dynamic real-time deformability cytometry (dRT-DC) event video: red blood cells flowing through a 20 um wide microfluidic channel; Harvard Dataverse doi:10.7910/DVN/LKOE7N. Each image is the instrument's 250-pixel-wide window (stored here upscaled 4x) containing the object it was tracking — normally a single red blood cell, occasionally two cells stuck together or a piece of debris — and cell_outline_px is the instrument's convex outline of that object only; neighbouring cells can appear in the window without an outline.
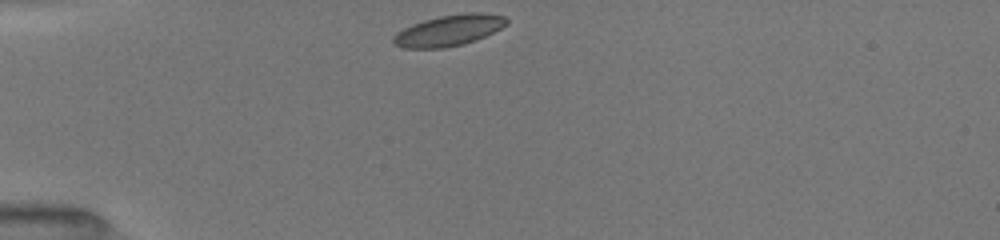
{"species": "common noctule bat (a hibernating species)", "species_latin": "Nyctalus noctula", "temperature_condition": "room temperature", "stored_images_in_passage": 3, "camera_frame_rate_fps": 3000, "um_per_image_px": 0.085, "animal": {"sex": "female", "body_mass_g": 19.5, "forearm_length_mm": 54.1}, "frame": {"image": 1, "passage_image": 1, "time_ms": 0.0, "image_size_px": [1000, 240], "cell_outline_px": [[508, 24], [476, 40], [464, 44], [444, 48], [404, 48], [392, 44], [392, 36], [396, 32], [412, 24], [424, 20], [440, 16], [468, 12], [484, 12], [504, 16], [508, 20]], "centroid_in_image_um": [38.13, 2.58], "position_along_channel_um": 46.9, "area_um2": 20.58}}
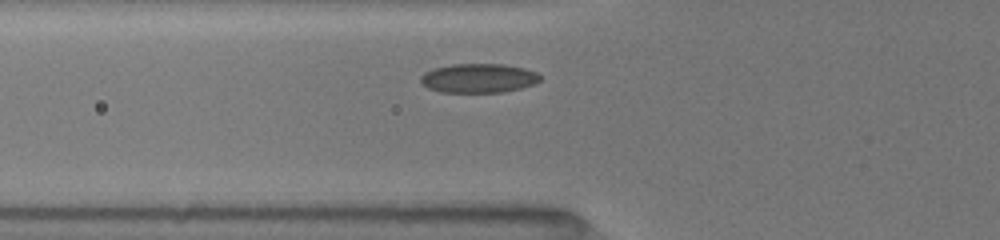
{"frame": {"image": 2, "passage_image": 3, "time_ms": 1.667, "image_size_px": [1000, 240], "cell_outline_px": [[540, 80], [536, 84], [504, 92], [440, 92], [428, 88], [420, 80], [420, 76], [424, 72], [432, 68], [452, 64], [504, 64], [524, 68], [536, 72], [540, 76]], "centroid_in_image_um": [40.67, 6.64], "position_along_channel_um": 85.1, "area_um2": 20.4}}